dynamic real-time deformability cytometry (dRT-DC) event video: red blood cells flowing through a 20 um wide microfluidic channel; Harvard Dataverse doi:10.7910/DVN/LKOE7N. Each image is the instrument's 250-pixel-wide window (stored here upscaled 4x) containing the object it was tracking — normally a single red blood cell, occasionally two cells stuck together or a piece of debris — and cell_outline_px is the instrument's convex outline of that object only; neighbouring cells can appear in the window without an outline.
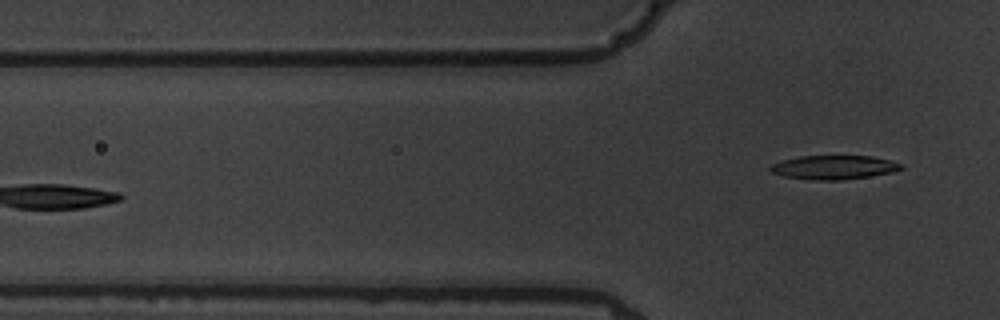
{"species": "common noctule bat (a hibernating species)", "species_latin": "Nyctalus noctula", "temperature_condition": "warm", "stored_images_in_passage": 5, "camera_frame_rate_fps": 3000, "um_per_image_px": 0.085, "animal": {"sex": "male", "body_mass_g": 19.5, "forearm_length_mm": 54.6}, "frame": {"image": 1, "passage_image": 5, "time_ms": 5.333, "image_size_px": [1000, 320], "cell_outline_px": [[904, 168], [892, 172], [868, 176], [840, 180], [812, 180], [784, 176], [772, 172], [768, 168], [772, 164], [780, 160], [800, 156], [872, 156], [904, 164]], "centroid_in_image_um": [70.86, 14.22], "position_along_channel_um": 54.9, "area_um2": 18.21}}